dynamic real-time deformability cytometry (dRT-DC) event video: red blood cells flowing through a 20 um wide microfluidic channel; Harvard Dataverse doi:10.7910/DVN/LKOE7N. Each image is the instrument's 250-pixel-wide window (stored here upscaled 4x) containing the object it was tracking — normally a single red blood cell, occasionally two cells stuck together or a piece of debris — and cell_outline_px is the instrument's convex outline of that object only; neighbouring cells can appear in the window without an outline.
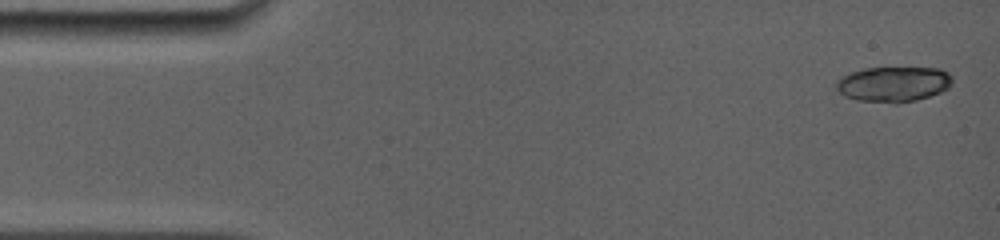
{"species": "common noctule bat (a hibernating species)", "species_latin": "Nyctalus noctula", "temperature_condition": "room temperature", "stored_images_in_passage": 12, "camera_frame_rate_fps": 5000, "um_per_image_px": 0.085, "animal": {"sex": "female", "body_mass_g": 19.0, "forearm_length_mm": 56.7}, "frame": {"image": 1, "passage_image": 1, "time_ms": 0.0, "image_size_px": [1000, 240], "cell_outline_px": [[952, 84], [948, 88], [940, 92], [916, 100], [896, 104], [856, 100], [844, 96], [836, 88], [836, 80], [848, 72], [864, 68], [940, 68], [948, 72], [952, 76]], "centroid_in_image_um": [75.93, 7.15], "position_along_channel_um": 9.1, "area_um2": 24.16}}
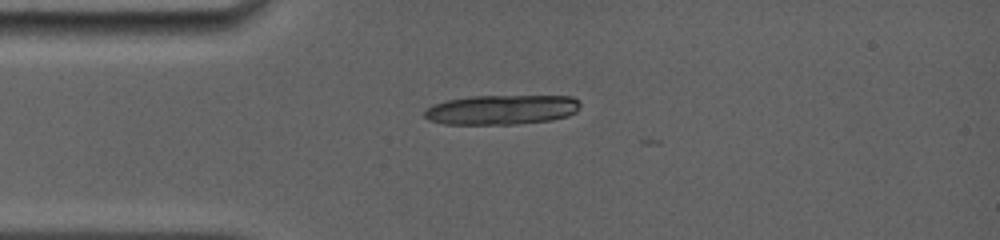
{"frame": {"image": 2, "passage_image": 12, "time_ms": 3.4, "image_size_px": [1000, 240], "cell_outline_px": [[580, 104], [576, 112], [568, 116], [552, 120], [516, 124], [444, 124], [428, 120], [424, 116], [424, 112], [432, 104], [448, 100], [472, 96], [572, 96], [580, 100]], "centroid_in_image_um": [42.65, 9.32], "position_along_channel_um": 42.3, "area_um2": 27.05}}